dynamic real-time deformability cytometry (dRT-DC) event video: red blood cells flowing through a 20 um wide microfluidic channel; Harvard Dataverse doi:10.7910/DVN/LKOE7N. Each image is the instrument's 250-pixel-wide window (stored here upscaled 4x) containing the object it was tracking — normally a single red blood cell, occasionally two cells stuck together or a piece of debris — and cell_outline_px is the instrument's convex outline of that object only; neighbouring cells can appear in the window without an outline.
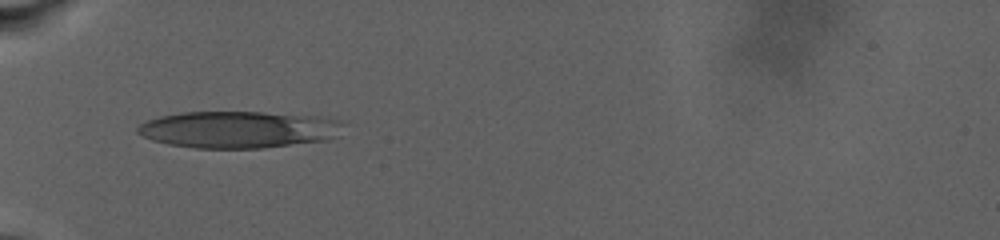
{"species": "human", "species_latin": "Homo sapiens", "temperature_condition": "warm", "stored_images_in_passage": 60, "camera_frame_rate_fps": 3000, "um_per_image_px": 0.085, "donor": {"sex": "male"}, "frame": {"image": 1, "passage_image": 1, "time_ms": 0.0, "image_size_px": [1000, 240], "cell_outline_px": [[340, 124], [336, 136], [328, 140], [264, 148], [196, 148], [168, 144], [152, 140], [136, 132], [136, 128], [140, 124], [148, 120], [160, 116], [180, 112], [264, 112], [320, 116], [340, 120]], "centroid_in_image_um": [20.24, 11.01], "position_along_channel_um": 64.8, "area_um2": 44.16}}
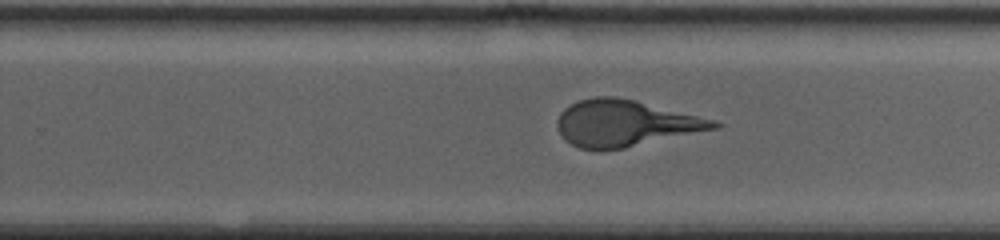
{"frame": {"image": 2, "passage_image": 33, "time_ms": 8.667, "image_size_px": [1000, 240], "cell_outline_px": [[724, 124], [720, 128], [624, 148], [600, 152], [580, 148], [564, 140], [556, 124], [556, 120], [560, 112], [564, 108], [580, 100], [596, 96], [616, 96], [636, 100], [716, 120]], "centroid_in_image_um": [53.14, 10.49], "position_along_channel_um": 276.7, "area_um2": 42.77}}
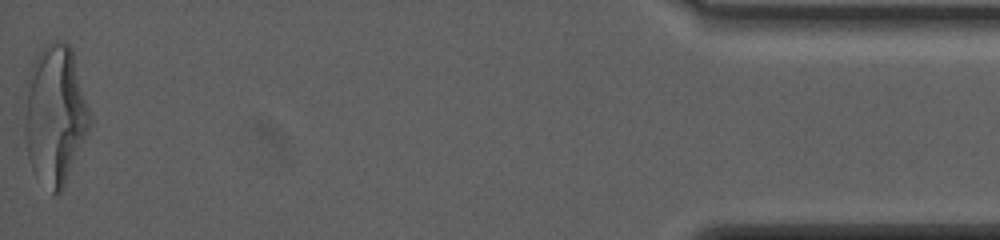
{"frame": {"image": 3, "passage_image": 60, "time_ms": 17.667, "image_size_px": [1000, 240], "cell_outline_px": [[92, 120], [88, 132], [64, 184], [60, 192], [56, 196], [52, 196], [32, 168], [28, 156], [24, 128], [24, 84], [28, 72], [36, 56], [44, 44], [56, 40], [64, 40], [72, 48], [92, 116]], "centroid_in_image_um": [4.67, 9.7], "position_along_channel_um": 430.5, "area_um2": 53.64}}